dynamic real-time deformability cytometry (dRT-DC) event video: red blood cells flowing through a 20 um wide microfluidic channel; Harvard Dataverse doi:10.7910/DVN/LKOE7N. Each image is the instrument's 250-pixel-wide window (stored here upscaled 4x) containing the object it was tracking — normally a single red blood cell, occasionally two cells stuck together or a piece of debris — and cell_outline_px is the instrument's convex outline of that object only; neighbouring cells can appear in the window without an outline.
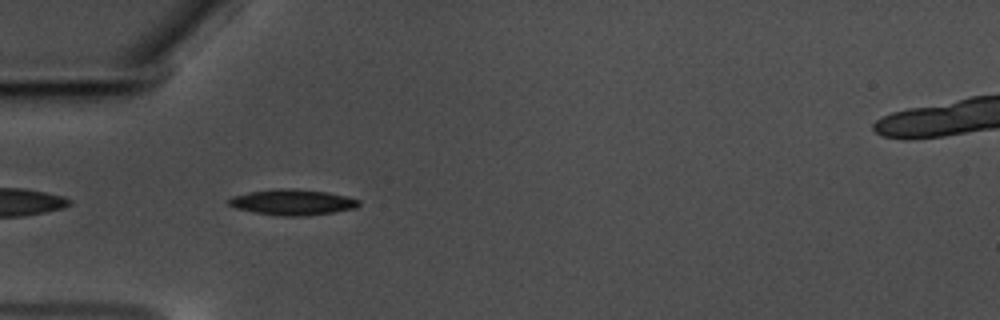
{"species": "common noctule bat (a hibernating species)", "species_latin": "Nyctalus noctula", "temperature_condition": "warm", "stored_images_in_passage": 7, "camera_frame_rate_fps": 3000, "um_per_image_px": 0.085, "animal": {"sex": "male", "body_mass_g": 17.5, "forearm_length_mm": 52.3}, "frame": {"image": 1, "passage_image": 4, "time_ms": 1.0, "image_size_px": [1000, 320], "cell_outline_px": [[360, 204], [356, 208], [332, 212], [300, 216], [284, 216], [256, 212], [236, 208], [228, 204], [228, 200], [232, 196], [248, 192], [276, 188], [292, 188], [328, 192], [348, 196], [360, 200]], "centroid_in_image_um": [24.88, 17.17], "position_along_channel_um": 60.1, "area_um2": 19.42}}